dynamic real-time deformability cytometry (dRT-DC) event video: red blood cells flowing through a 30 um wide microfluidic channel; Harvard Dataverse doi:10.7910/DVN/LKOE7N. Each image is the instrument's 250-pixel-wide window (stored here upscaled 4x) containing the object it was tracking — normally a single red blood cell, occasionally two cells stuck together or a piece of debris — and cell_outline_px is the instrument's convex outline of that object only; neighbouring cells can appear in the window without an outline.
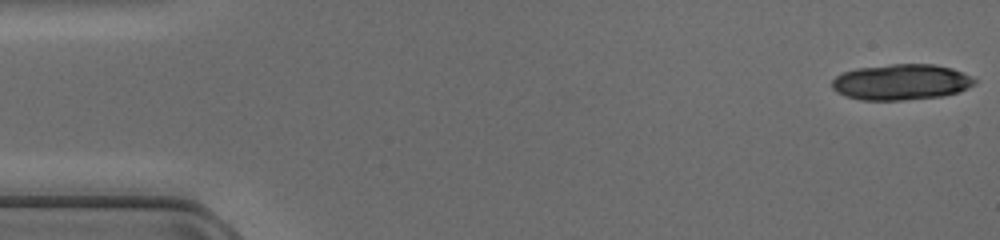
{"species": "common noctule bat (a hibernating species)", "species_latin": "Nyctalus noctula", "temperature_condition": "cold", "stored_images_in_passage": 16, "camera_frame_rate_fps": 3000, "um_per_image_px": 0.085, "animal": {"sex": "female", "body_mass_g": 17.0, "forearm_length_mm": 48.0}, "frame": {"image": 1, "passage_image": 1, "time_ms": 0.0, "image_size_px": [1000, 240], "cell_outline_px": [[976, 84], [968, 88], [944, 96], [904, 100], [860, 100], [844, 96], [836, 92], [832, 88], [832, 80], [836, 76], [844, 72], [856, 68], [892, 64], [932, 64], [952, 68], [972, 76], [976, 80]], "centroid_in_image_um": [76.59, 6.98], "position_along_channel_um": 8.4, "area_um2": 29.94}}
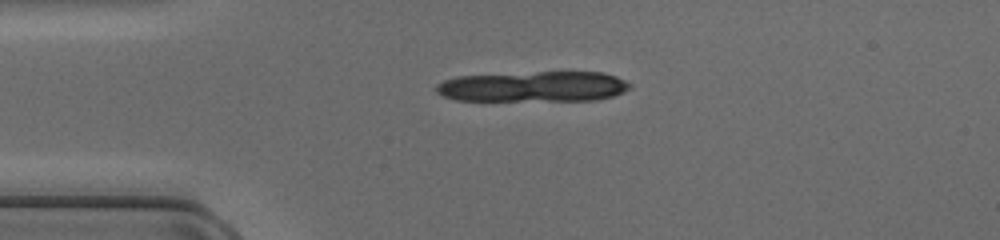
{"frame": {"image": 2, "passage_image": 11, "time_ms": 3.333, "image_size_px": [1000, 240], "cell_outline_px": [[632, 84], [628, 88], [612, 96], [596, 100], [456, 100], [444, 96], [436, 92], [436, 84], [444, 80], [456, 76], [536, 72], [604, 72], [616, 76]], "centroid_in_image_um": [45.32, 7.35], "position_along_channel_um": 39.7, "area_um2": 34.22}}